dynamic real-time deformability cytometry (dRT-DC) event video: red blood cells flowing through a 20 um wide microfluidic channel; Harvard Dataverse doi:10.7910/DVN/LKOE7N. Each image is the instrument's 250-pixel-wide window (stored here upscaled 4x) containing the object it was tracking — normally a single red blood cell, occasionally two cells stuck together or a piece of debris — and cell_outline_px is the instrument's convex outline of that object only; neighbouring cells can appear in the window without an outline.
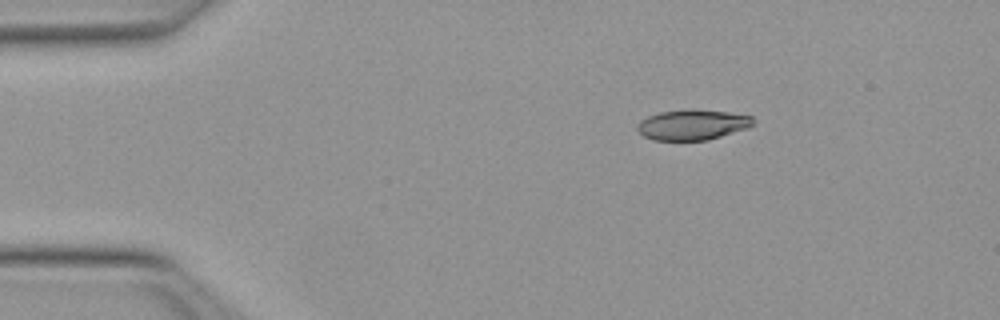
{"species": "Egyptian fruit bat (a non-hibernating species)", "species_latin": "Rousettus aegyptiacus", "temperature_condition": "warm", "stored_images_in_passage": 44, "camera_frame_rate_fps": 3000, "um_per_image_px": 0.085, "animal": {"sex": "female"}, "frame": {"image": 1, "passage_image": 1, "time_ms": 0.0, "image_size_px": [1000, 320], "cell_outline_px": [[756, 124], [748, 128], [708, 140], [652, 140], [644, 136], [636, 128], [636, 124], [640, 120], [648, 116], [660, 112], [688, 108], [692, 108], [728, 112], [752, 116]], "centroid_in_image_um": [58.87, 10.59], "position_along_channel_um": 26.1, "area_um2": 20.81}}
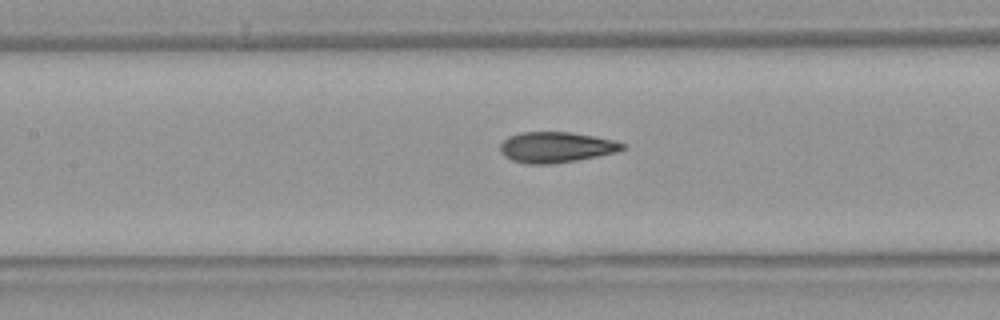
{"frame": {"image": 2, "passage_image": 16, "time_ms": 5.0, "image_size_px": [1000, 320], "cell_outline_px": [[628, 148], [616, 152], [576, 160], [552, 164], [524, 164], [512, 160], [504, 156], [500, 152], [500, 144], [508, 136], [520, 132], [572, 132], [612, 140], [628, 144]], "centroid_in_image_um": [47.26, 12.51], "position_along_channel_um": 160.1, "area_um2": 21.96}}
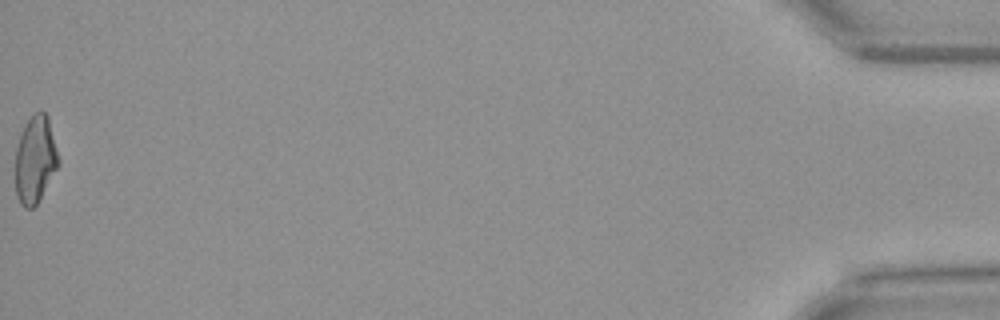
{"frame": {"image": 3, "passage_image": 44, "time_ms": 14.333, "image_size_px": [1000, 320], "cell_outline_px": [[60, 164], [36, 204], [32, 208], [24, 208], [20, 204], [16, 196], [16, 148], [20, 132], [24, 124], [36, 112], [44, 112], [48, 116], [60, 160]], "centroid_in_image_um": [2.99, 13.56], "position_along_channel_um": 432.2, "area_um2": 21.91}, "authors_computed_cell_mechanics": {"area_um2": 21.9062, "velocity_mm_per_s": 4.0207, "shape_relaxation_time_tau1_ms": null, "shape_relaxation_time_tau2_ms": 1.0945, "deformation_change_tau1": null, "deformation_change_tau2": 0.0759}}